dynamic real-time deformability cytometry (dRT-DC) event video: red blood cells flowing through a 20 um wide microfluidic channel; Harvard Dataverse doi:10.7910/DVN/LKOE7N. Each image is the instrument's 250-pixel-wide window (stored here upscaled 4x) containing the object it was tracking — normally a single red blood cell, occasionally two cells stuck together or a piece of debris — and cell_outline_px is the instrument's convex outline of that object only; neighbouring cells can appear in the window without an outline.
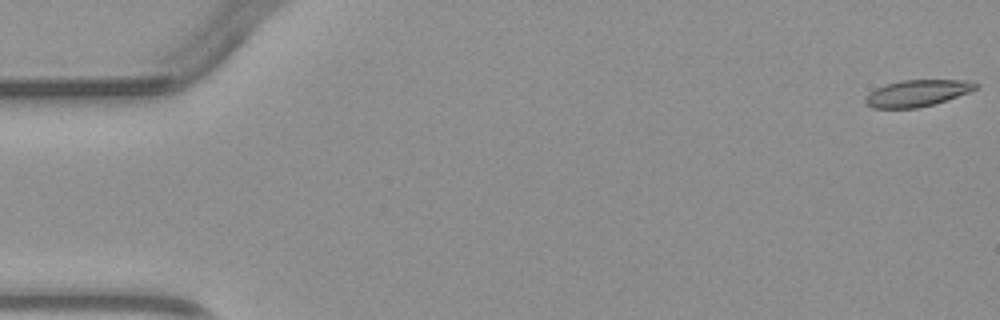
{"species": "common noctule bat (a hibernating species)", "species_latin": "Nyctalus noctula", "temperature_condition": "warm", "stored_images_in_passage": 5, "camera_frame_rate_fps": 3000, "um_per_image_px": 0.085, "animal": {"sex": "male", "body_mass_g": 23.1, "forearm_length_mm": 52.7}, "frame": {"image": 1, "passage_image": 1, "time_ms": 0.0, "image_size_px": [1000, 320], "cell_outline_px": [[976, 88], [968, 92], [936, 104], [916, 108], [872, 108], [864, 100], [868, 92], [884, 84], [900, 80], [972, 80], [976, 84]], "centroid_in_image_um": [77.93, 7.91], "position_along_channel_um": 7.1, "area_um2": 17.11}}